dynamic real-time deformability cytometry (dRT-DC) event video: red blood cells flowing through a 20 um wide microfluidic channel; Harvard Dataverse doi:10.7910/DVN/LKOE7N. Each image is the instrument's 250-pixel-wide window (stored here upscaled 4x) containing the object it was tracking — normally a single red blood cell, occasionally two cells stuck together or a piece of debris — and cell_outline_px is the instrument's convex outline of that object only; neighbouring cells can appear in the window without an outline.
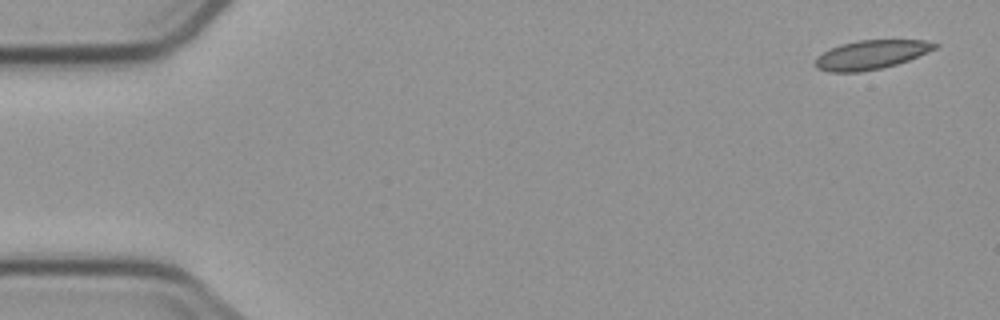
{"species": "common noctule bat (a hibernating species)", "species_latin": "Nyctalus noctula", "temperature_condition": "cold", "stored_images_in_passage": 5, "camera_frame_rate_fps": 3000, "um_per_image_px": 0.085, "animal": {"sex": "male", "body_mass_g": 23.1, "forearm_length_mm": 52.7}, "frame": {"image": 1, "passage_image": 1, "time_ms": 0.0, "image_size_px": [1000, 320], "cell_outline_px": [[940, 44], [936, 48], [908, 60], [896, 64], [880, 68], [860, 72], [828, 72], [816, 68], [812, 64], [816, 56], [840, 44], [856, 40], [924, 40]], "centroid_in_image_um": [73.98, 4.65], "position_along_channel_um": 11.0, "area_um2": 20.23}}